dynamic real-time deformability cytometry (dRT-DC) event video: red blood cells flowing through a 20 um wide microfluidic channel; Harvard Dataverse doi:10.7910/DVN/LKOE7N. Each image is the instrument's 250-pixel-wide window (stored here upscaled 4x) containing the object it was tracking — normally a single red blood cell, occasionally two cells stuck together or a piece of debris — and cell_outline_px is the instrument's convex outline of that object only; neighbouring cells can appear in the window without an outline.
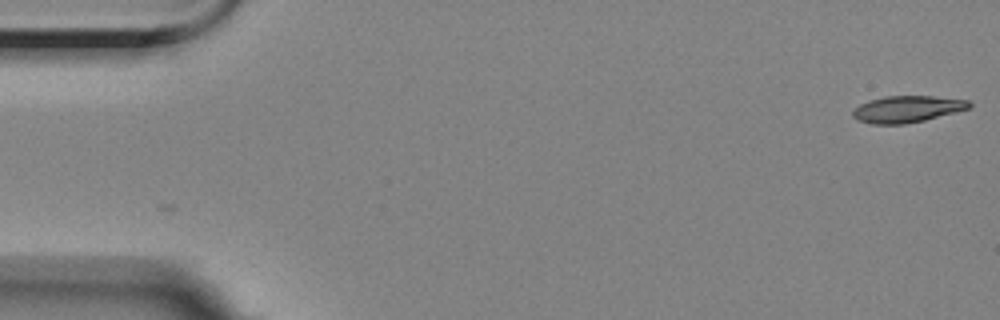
{"species": "Egyptian fruit bat (a non-hibernating species)", "species_latin": "Rousettus aegyptiacus", "temperature_condition": "room temperature", "stored_images_in_passage": 6, "camera_frame_rate_fps": 3000, "um_per_image_px": 0.085, "animal": {"sex": "female"}, "frame": {"image": 1, "passage_image": 1, "time_ms": 0.0, "image_size_px": [1000, 320], "cell_outline_px": [[972, 108], [924, 120], [904, 124], [872, 124], [856, 120], [852, 116], [852, 108], [868, 100], [884, 96], [932, 96], [968, 100], [972, 104]], "centroid_in_image_um": [77.07, 9.27], "position_along_channel_um": 7.9, "area_um2": 18.26}}
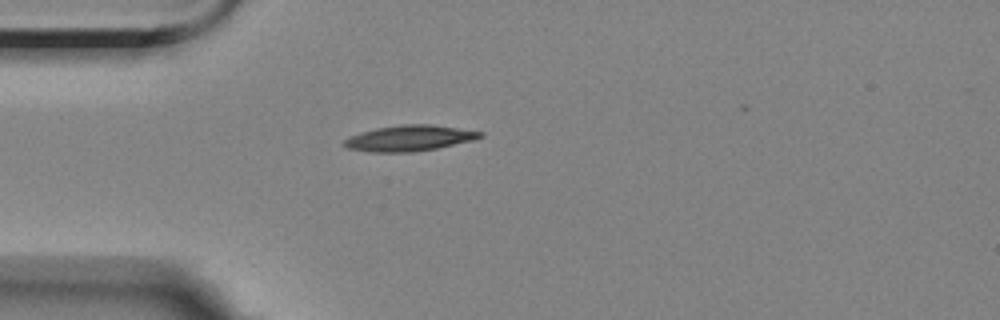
{"frame": {"image": 2, "passage_image": 5, "time_ms": 4.667, "image_size_px": [1000, 320], "cell_outline_px": [[484, 136], [472, 140], [436, 148], [412, 152], [368, 152], [348, 148], [340, 144], [344, 140], [352, 136], [376, 128], [400, 124], [432, 124], [484, 132]], "centroid_in_image_um": [34.79, 11.74], "position_along_channel_um": 50.2, "area_um2": 20.29}}